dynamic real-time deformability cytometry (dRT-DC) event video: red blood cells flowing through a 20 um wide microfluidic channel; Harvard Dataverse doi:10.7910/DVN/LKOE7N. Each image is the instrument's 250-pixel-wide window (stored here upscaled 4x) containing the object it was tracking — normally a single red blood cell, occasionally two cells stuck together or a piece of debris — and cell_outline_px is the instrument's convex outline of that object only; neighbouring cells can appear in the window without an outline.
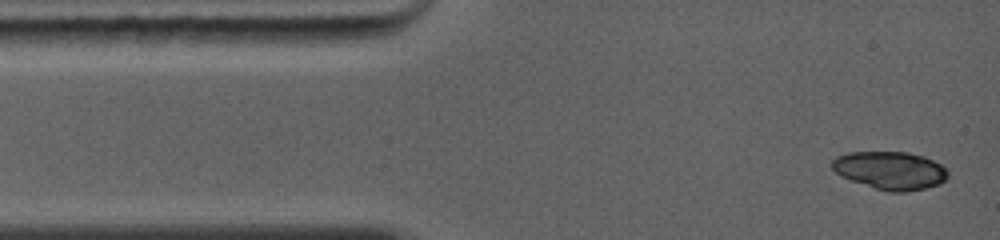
{"species": "common noctule bat (a hibernating species)", "species_latin": "Nyctalus noctula", "temperature_condition": "warm", "stored_images_in_passage": 4, "camera_frame_rate_fps": 5000, "um_per_image_px": 0.085, "animal": {"sex": "female", "body_mass_g": 19.0, "forearm_length_mm": 56.7}, "frame": {"image": 1, "passage_image": 1, "time_ms": 0.0, "image_size_px": [1000, 240], "cell_outline_px": [[948, 176], [940, 184], [924, 188], [904, 192], [888, 192], [840, 176], [828, 164], [836, 156], [848, 152], [908, 152], [924, 156], [940, 164], [948, 172]], "centroid_in_image_um": [75.64, 14.47], "position_along_channel_um": 9.4, "area_um2": 25.61}}